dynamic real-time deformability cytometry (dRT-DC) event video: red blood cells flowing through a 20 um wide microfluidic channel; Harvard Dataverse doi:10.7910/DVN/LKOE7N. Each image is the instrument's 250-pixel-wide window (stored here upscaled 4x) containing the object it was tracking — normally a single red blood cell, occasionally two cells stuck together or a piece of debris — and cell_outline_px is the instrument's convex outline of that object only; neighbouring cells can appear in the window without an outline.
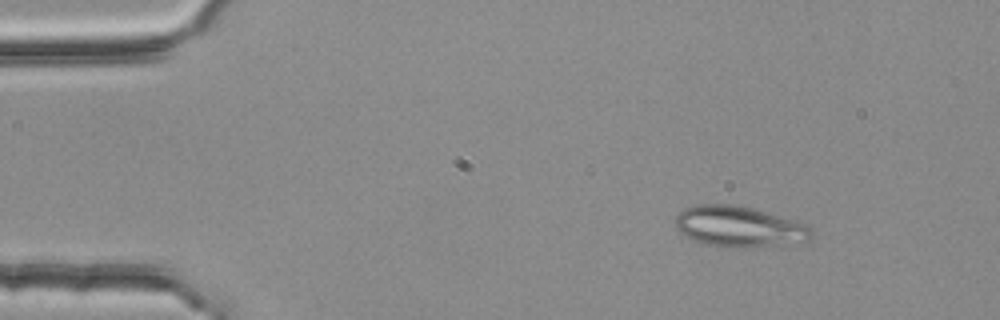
{"species": "common noctule bat (a hibernating species)", "species_latin": "Nyctalus noctula", "temperature_condition": "room temperature", "stored_images_in_passage": 4, "camera_frame_rate_fps": 3000, "um_per_image_px": 0.085, "animal": {"sex": "female", "body_mass_g": 25.1}, "frame": {"image": 1, "passage_image": 1, "time_ms": 0.0, "image_size_px": [1000, 320], "cell_outline_px": [[812, 240], [744, 248], [724, 248], [704, 244], [692, 240], [684, 236], [676, 228], [676, 216], [684, 208], [696, 204], [736, 204], [752, 208], [808, 224], [812, 228]], "centroid_in_image_um": [62.79, 19.26], "position_along_channel_um": 22.2, "area_um2": 32.6}}